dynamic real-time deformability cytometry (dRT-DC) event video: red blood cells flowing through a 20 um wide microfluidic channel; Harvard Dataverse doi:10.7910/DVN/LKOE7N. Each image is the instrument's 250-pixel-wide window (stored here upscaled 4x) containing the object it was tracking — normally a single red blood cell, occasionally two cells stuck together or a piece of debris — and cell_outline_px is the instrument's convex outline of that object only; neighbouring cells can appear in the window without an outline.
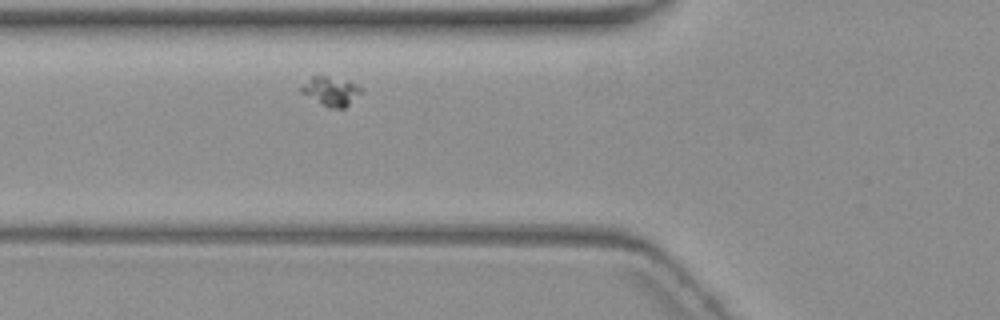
{"species": "common noctule bat (a hibernating species)", "species_latin": "Nyctalus noctula", "temperature_condition": "warm", "stored_images_in_passage": 2, "camera_frame_rate_fps": 3000, "um_per_image_px": 0.085, "animal": {"sex": "female", "body_mass_g": 19.3, "forearm_length_mm": 54.1}, "frame": {"image": 1, "passage_image": 2, "time_ms": 1.0, "image_size_px": [1000, 320], "cell_outline_px": [[364, 92], [344, 108], [328, 108], [300, 92], [300, 88], [312, 76], [328, 76], [348, 80], [364, 88]], "centroid_in_image_um": [28.19, 7.75], "position_along_channel_um": 97.6, "area_um2": 10.29}}